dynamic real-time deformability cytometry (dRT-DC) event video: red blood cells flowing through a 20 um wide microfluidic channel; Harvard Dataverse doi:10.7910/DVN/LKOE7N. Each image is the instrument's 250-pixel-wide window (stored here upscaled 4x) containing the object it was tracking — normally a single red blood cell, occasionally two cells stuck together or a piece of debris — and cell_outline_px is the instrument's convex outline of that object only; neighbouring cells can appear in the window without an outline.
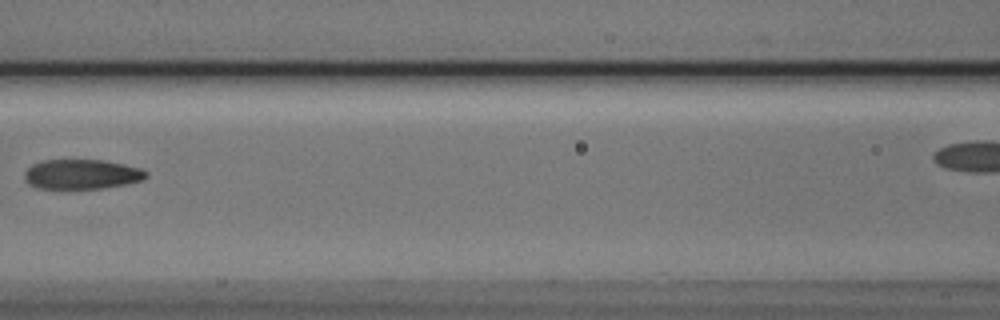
{"species": "Egyptian fruit bat (a non-hibernating species)", "species_latin": "Rousettus aegyptiacus", "temperature_condition": "cold", "stored_images_in_passage": 5, "segment_of_instrument_passage": [1, 2], "camera_frame_rate_fps": 3000, "um_per_image_px": 0.085, "animal": {"sex": "male"}, "frame": {"image": 1, "passage_image": 4, "time_ms": 1.0, "image_size_px": [1000, 320], "cell_outline_px": [[148, 176], [140, 180], [128, 184], [100, 188], [36, 188], [28, 184], [24, 176], [24, 172], [32, 164], [44, 160], [104, 160], [140, 168], [148, 172]], "centroid_in_image_um": [6.93, 14.81], "position_along_channel_um": 159.7, "area_um2": 20.98}}